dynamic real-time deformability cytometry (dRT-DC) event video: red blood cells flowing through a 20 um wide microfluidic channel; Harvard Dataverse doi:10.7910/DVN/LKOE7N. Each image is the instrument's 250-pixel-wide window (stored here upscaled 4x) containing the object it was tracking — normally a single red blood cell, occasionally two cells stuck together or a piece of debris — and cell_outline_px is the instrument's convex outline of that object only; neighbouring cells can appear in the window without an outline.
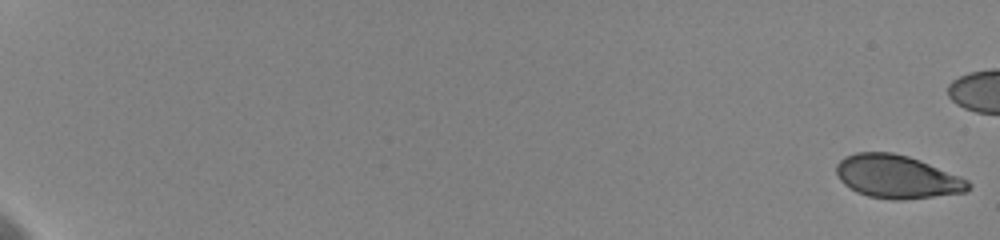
{"species": "human", "species_latin": "Homo sapiens", "temperature_condition": "cold", "stored_images_in_passage": 16, "camera_frame_rate_fps": 3000, "um_per_image_px": 0.085, "donor": {"sex": "female"}, "frame": {"image": 1, "passage_image": 1, "time_ms": 0.0, "image_size_px": [1000, 240], "cell_outline_px": [[972, 188], [964, 192], [900, 200], [892, 200], [868, 196], [856, 192], [844, 184], [840, 180], [836, 172], [836, 164], [844, 156], [856, 152], [892, 152], [908, 156], [920, 160], [968, 180], [972, 184]], "centroid_in_image_um": [76.22, 15.01], "position_along_channel_um": 8.8, "area_um2": 33.12}}